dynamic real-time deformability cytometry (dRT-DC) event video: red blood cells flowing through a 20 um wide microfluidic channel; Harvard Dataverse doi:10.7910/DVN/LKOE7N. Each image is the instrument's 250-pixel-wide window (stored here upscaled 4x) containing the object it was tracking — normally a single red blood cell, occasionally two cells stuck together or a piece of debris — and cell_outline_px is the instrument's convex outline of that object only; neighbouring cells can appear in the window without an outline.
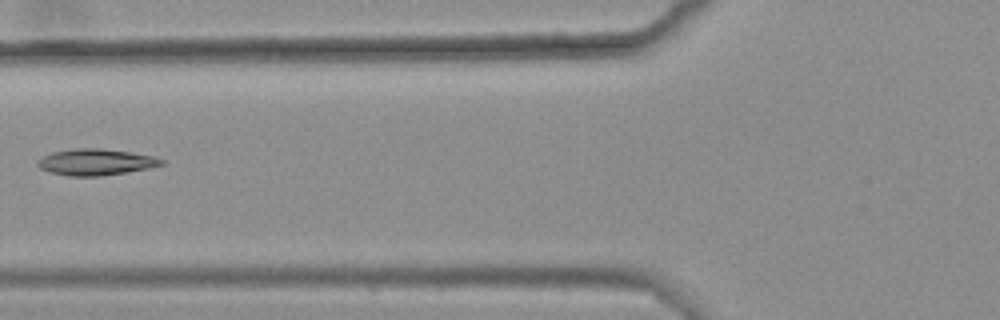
{"species": "common noctule bat (a hibernating species)", "species_latin": "Nyctalus noctula", "temperature_condition": "warm", "stored_images_in_passage": 6, "camera_frame_rate_fps": 3000, "um_per_image_px": 0.085, "animal": {"sex": "female", "body_mass_g": 25.1}, "frame": {"image": 1, "passage_image": 5, "time_ms": 1.333, "image_size_px": [1000, 320], "cell_outline_px": [[164, 164], [148, 168], [100, 176], [68, 176], [52, 172], [40, 168], [36, 164], [36, 160], [52, 152], [76, 148], [100, 148], [156, 156], [164, 160]], "centroid_in_image_um": [8.13, 13.77], "position_along_channel_um": 117.7, "area_um2": 18.84}}
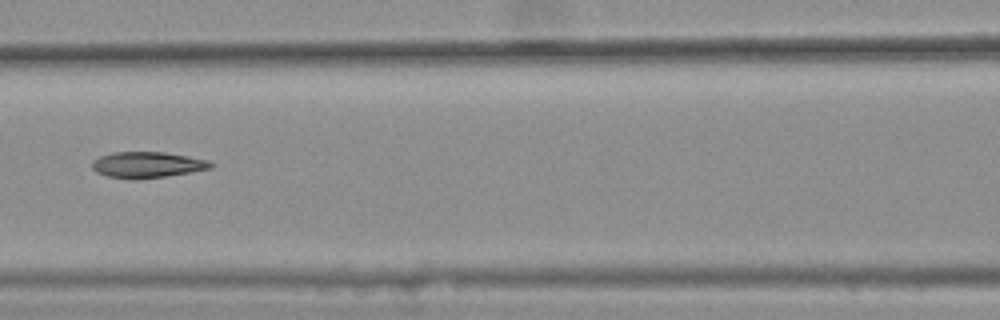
{"frame": {"image": 2, "passage_image": 6, "time_ms": 1.667, "image_size_px": [1000, 320], "cell_outline_px": [[216, 164], [212, 168], [164, 176], [108, 176], [96, 172], [92, 168], [92, 160], [100, 156], [112, 152], [164, 152], [188, 156], [208, 160]], "centroid_in_image_um": [12.55, 13.95], "position_along_channel_um": 154.0, "area_um2": 17.17}}